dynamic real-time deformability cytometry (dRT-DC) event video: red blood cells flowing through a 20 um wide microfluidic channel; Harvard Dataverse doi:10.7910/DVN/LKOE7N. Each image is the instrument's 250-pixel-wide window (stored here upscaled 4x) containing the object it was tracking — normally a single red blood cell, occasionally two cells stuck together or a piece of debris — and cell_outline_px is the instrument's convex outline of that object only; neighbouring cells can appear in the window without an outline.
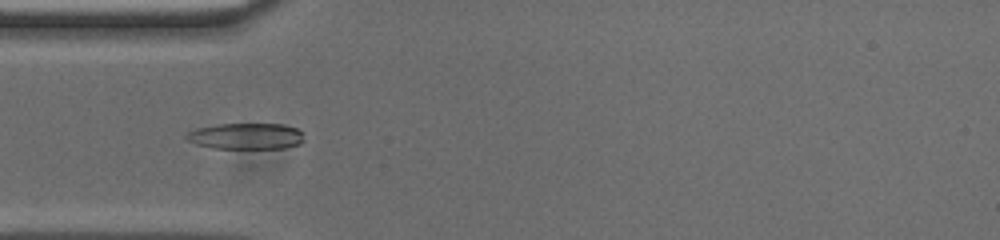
{"species": "common noctule bat (a hibernating species)", "species_latin": "Nyctalus noctula", "temperature_condition": "cold", "stored_images_in_passage": 53, "camera_frame_rate_fps": 3000, "um_per_image_px": 0.085, "animal": {"sex": "male", "body_mass_g": 20.0, "forearm_length_mm": 53.3}, "frame": {"image": 1, "passage_image": 15, "time_ms": 4.667, "image_size_px": [1000, 240], "cell_outline_px": [[304, 140], [300, 144], [284, 148], [212, 148], [196, 144], [188, 140], [184, 136], [188, 132], [196, 128], [216, 124], [284, 124], [296, 128], [304, 132]], "centroid_in_image_um": [20.94, 11.57], "position_along_channel_um": 64.1, "area_um2": 18.09}}
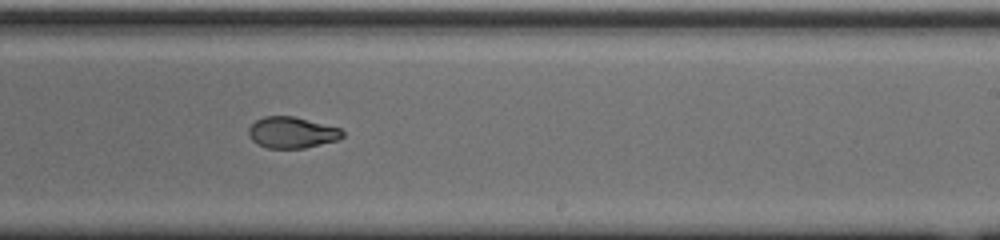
{"frame": {"image": 2, "passage_image": 31, "time_ms": 10.0, "image_size_px": [1000, 240], "cell_outline_px": [[344, 136], [340, 140], [304, 148], [268, 148], [256, 144], [252, 140], [248, 132], [248, 128], [256, 120], [264, 116], [292, 116], [340, 128], [344, 132]], "centroid_in_image_um": [24.82, 11.27], "position_along_channel_um": 264.2, "area_um2": 17.11}}
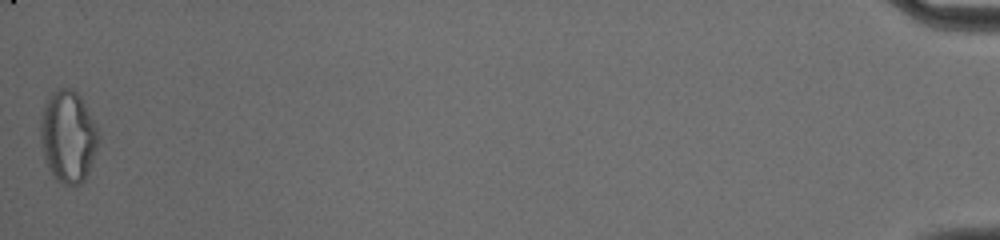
{"frame": {"image": 3, "passage_image": 53, "time_ms": 17.333, "image_size_px": [1000, 240], "cell_outline_px": [[100, 140], [88, 172], [84, 180], [80, 184], [64, 184], [48, 168], [44, 160], [40, 140], [40, 120], [44, 104], [48, 96], [52, 92], [60, 88], [72, 88], [80, 96], [96, 124], [100, 136]], "centroid_in_image_um": [5.78, 11.57], "position_along_channel_um": 429.4, "area_um2": 31.1}, "authors_computed_cell_mechanics": {"area_um2": 17.6868, "velocity_mm_per_s": 3.7383, "shape_relaxation_time_tau1_ms": 8.5649, "shape_relaxation_time_tau2_ms": 1.8956, "deformation_change_tau1": 0.2608, "deformation_change_tau2": 0.0723}}